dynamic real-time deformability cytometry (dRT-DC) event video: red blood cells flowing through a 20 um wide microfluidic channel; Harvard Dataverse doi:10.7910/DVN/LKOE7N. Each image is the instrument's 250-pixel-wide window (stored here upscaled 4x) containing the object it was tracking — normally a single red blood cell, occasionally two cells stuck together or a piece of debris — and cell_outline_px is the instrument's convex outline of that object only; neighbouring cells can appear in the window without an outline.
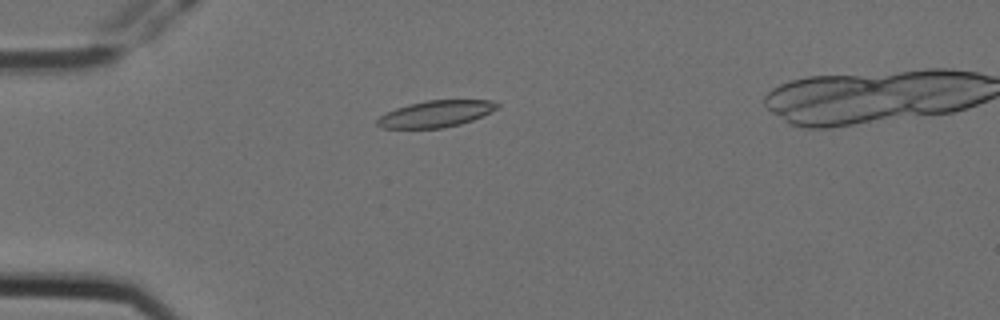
{"species": "Egyptian fruit bat (a non-hibernating species)", "species_latin": "Rousettus aegyptiacus", "temperature_condition": "cold", "stored_images_in_passage": 5, "camera_frame_rate_fps": 3000, "um_per_image_px": 0.085, "animal": {"sex": "female"}, "frame": {"image": 1, "passage_image": 1, "time_ms": 0.0, "image_size_px": [1000, 320], "cell_outline_px": [[500, 104], [496, 108], [472, 120], [460, 124], [444, 128], [380, 128], [376, 124], [376, 120], [380, 116], [396, 108], [408, 104], [428, 100], [492, 100]], "centroid_in_image_um": [37.01, 9.68], "position_along_channel_um": 48.0, "area_um2": 18.38}}
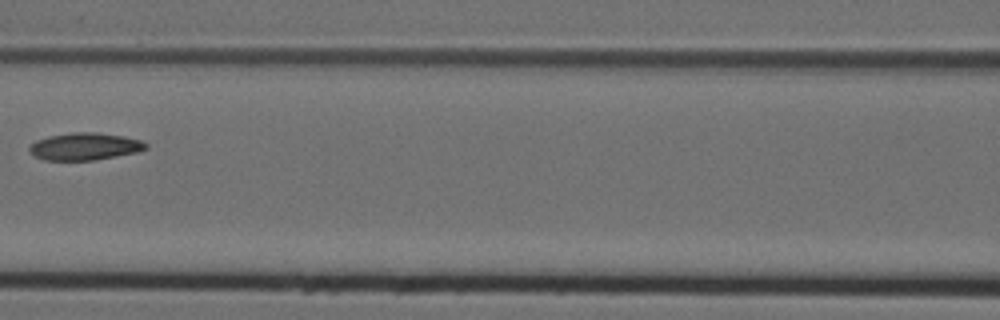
{"frame": {"image": 2, "passage_image": 4, "time_ms": 1.0, "image_size_px": [1000, 320], "cell_outline_px": [[148, 148], [136, 152], [96, 160], [44, 160], [28, 152], [28, 148], [36, 140], [48, 136], [72, 132], [96, 132], [124, 136], [140, 140], [148, 144]], "centroid_in_image_um": [7.2, 12.44], "position_along_channel_um": 159.4, "area_um2": 18.55}}
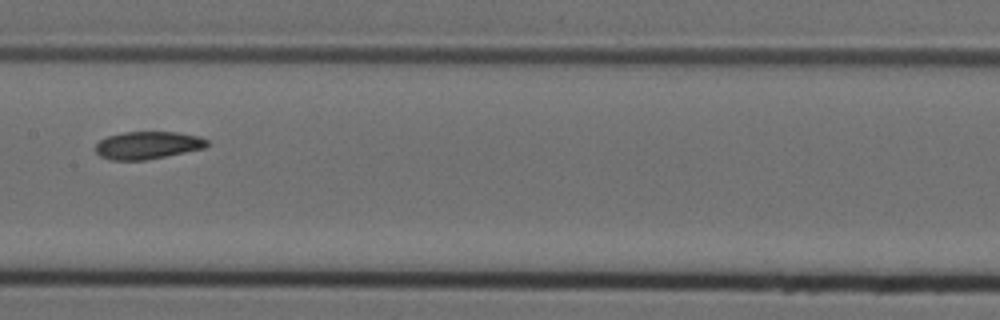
{"frame": {"image": 3, "passage_image": 5, "time_ms": 1.333, "image_size_px": [1000, 320], "cell_outline_px": [[208, 144], [204, 148], [144, 160], [108, 160], [100, 156], [96, 152], [96, 144], [100, 140], [108, 136], [124, 132], [176, 132], [196, 136], [208, 140]], "centroid_in_image_um": [12.51, 12.34], "position_along_channel_um": 194.9, "area_um2": 17.69}}